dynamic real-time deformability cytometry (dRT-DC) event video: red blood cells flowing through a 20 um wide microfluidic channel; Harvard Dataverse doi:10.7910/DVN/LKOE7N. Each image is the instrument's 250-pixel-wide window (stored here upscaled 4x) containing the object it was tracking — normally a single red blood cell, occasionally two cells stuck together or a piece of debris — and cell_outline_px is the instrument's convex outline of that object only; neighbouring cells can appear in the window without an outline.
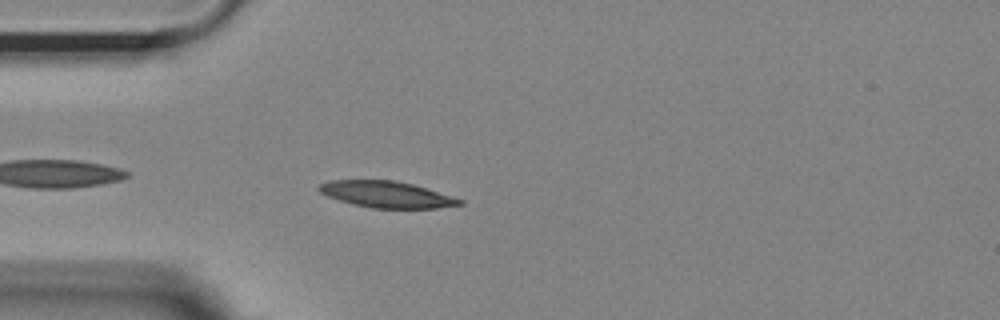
{"species": "Egyptian fruit bat (a non-hibernating species)", "species_latin": "Rousettus aegyptiacus", "temperature_condition": "room temperature", "stored_images_in_passage": 42, "camera_frame_rate_fps": 3000, "um_per_image_px": 0.085, "animal": {"sex": "female"}, "frame": {"image": 1, "passage_image": 3, "time_ms": 0.667, "image_size_px": [1000, 320], "cell_outline_px": [[464, 204], [436, 208], [372, 208], [352, 204], [328, 196], [320, 192], [316, 188], [320, 184], [328, 180], [396, 180], [412, 184], [452, 196], [464, 200]], "centroid_in_image_um": [32.85, 16.52], "position_along_channel_um": 52.2, "area_um2": 21.56}}
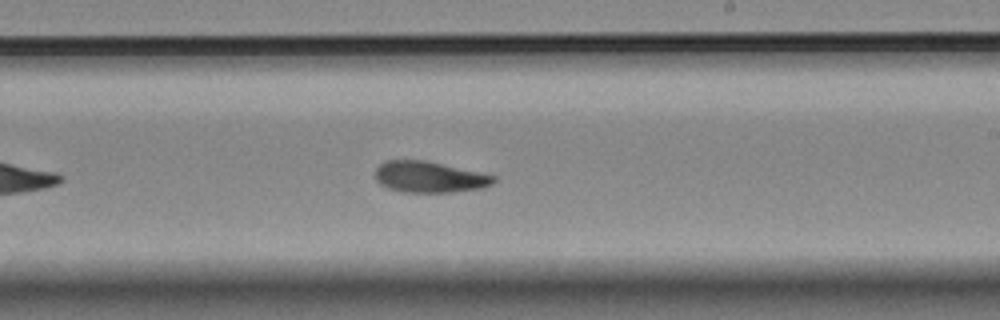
{"frame": {"image": 2, "passage_image": 20, "time_ms": 6.333, "image_size_px": [1000, 320], "cell_outline_px": [[496, 180], [492, 184], [484, 188], [452, 192], [400, 192], [388, 188], [380, 184], [376, 180], [376, 168], [384, 160], [424, 160], [496, 176]], "centroid_in_image_um": [36.48, 15.05], "position_along_channel_um": 252.5, "area_um2": 21.44}}
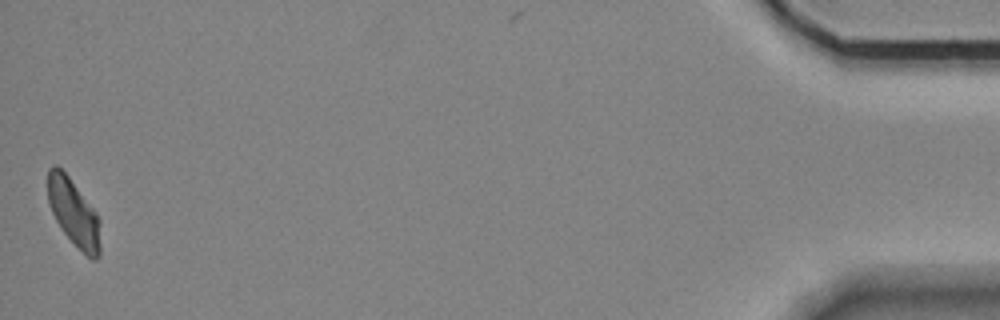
{"frame": {"image": 3, "passage_image": 42, "time_ms": 13.667, "image_size_px": [1000, 320], "cell_outline_px": [[100, 256], [96, 260], [92, 260], [60, 228], [52, 212], [48, 200], [48, 168], [52, 164], [56, 164], [68, 176], [96, 212], [100, 220]], "centroid_in_image_um": [6.27, 18.06], "position_along_channel_um": 428.9, "area_um2": 20.29}, "authors_computed_cell_mechanics": {"area_um2": 21.675, "velocity_mm_per_s": 3.6678, "shape_relaxation_time_tau1_ms": null, "shape_relaxation_time_tau2_ms": 8.4717, "deformation_change_tau1": null, "deformation_change_tau2": 0.1247}}